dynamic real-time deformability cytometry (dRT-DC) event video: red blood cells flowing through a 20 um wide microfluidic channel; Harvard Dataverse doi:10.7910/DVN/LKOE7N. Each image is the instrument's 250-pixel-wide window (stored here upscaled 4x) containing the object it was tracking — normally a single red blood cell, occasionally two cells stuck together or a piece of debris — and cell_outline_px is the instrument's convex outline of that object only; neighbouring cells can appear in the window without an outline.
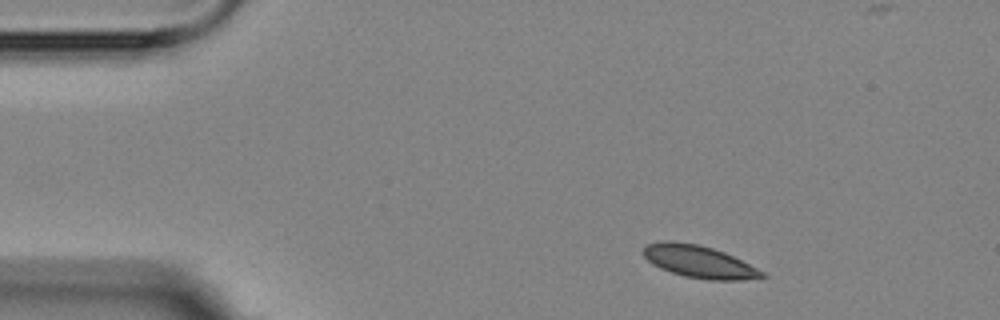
{"species": "Egyptian fruit bat (a non-hibernating species)", "species_latin": "Rousettus aegyptiacus", "temperature_condition": "room temperature", "stored_images_in_passage": 3, "camera_frame_rate_fps": 3000, "um_per_image_px": 0.085, "animal": {"sex": "female"}, "frame": {"image": 1, "passage_image": 1, "time_ms": 0.0, "image_size_px": [1000, 320], "cell_outline_px": [[768, 276], [740, 280], [708, 280], [684, 276], [660, 268], [652, 264], [640, 252], [644, 244], [664, 240], [668, 240], [700, 244], [724, 252], [764, 272]], "centroid_in_image_um": [59.34, 22.22], "position_along_channel_um": 25.7, "area_um2": 22.43}}
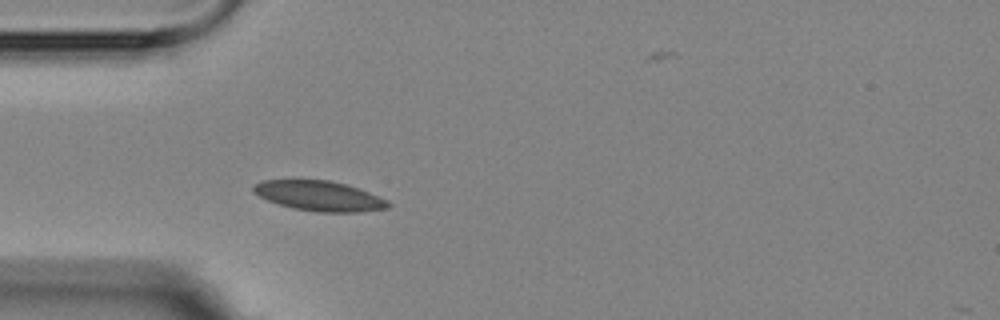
{"frame": {"image": 2, "passage_image": 3, "time_ms": 2.667, "image_size_px": [1000, 320], "cell_outline_px": [[392, 204], [388, 208], [360, 212], [316, 212], [292, 208], [268, 200], [252, 192], [252, 188], [256, 184], [264, 180], [328, 180], [344, 184], [368, 192], [388, 200]], "centroid_in_image_um": [27.15, 16.66], "position_along_channel_um": 57.8, "area_um2": 23.35}}